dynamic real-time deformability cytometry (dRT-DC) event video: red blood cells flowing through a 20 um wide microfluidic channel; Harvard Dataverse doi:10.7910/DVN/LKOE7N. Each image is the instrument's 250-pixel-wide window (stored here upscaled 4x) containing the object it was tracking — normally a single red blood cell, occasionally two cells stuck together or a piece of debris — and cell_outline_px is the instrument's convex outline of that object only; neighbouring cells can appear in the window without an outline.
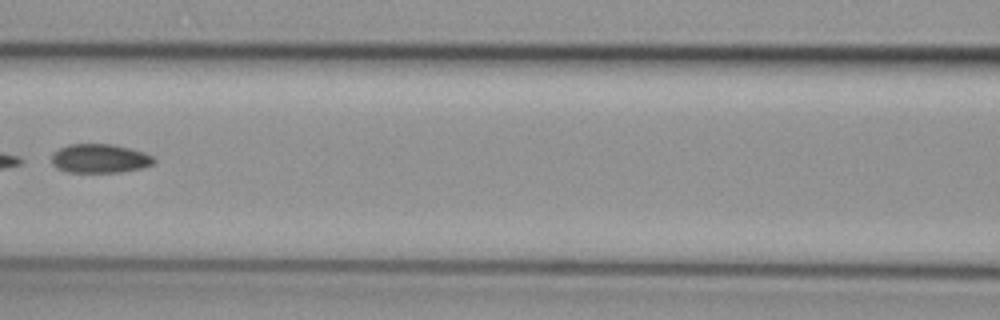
{"species": "common noctule bat (a hibernating species)", "species_latin": "Nyctalus noctula", "temperature_condition": "cold", "stored_images_in_passage": 7, "camera_frame_rate_fps": 3000, "um_per_image_px": 0.085, "animal": {"sex": "female", "body_mass_g": 29.2, "forearm_length_mm": 56.3}, "frame": {"image": 1, "passage_image": 3, "time_ms": 0.667, "image_size_px": [1000, 320], "cell_outline_px": [[156, 160], [152, 164], [140, 168], [120, 172], [68, 172], [56, 168], [52, 164], [52, 152], [68, 144], [112, 144], [144, 152], [152, 156]], "centroid_in_image_um": [8.44, 13.47], "position_along_channel_um": 158.2, "area_um2": 17.22}}
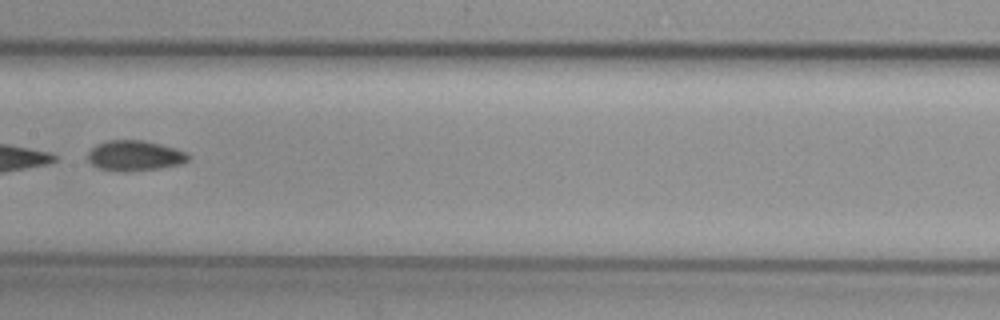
{"frame": {"image": 2, "passage_image": 4, "time_ms": 1.0, "image_size_px": [1000, 320], "cell_outline_px": [[188, 160], [180, 164], [160, 168], [124, 172], [120, 172], [100, 168], [92, 164], [88, 160], [88, 152], [96, 144], [108, 140], [140, 140], [160, 144], [176, 148], [184, 152], [188, 156]], "centroid_in_image_um": [11.42, 13.23], "position_along_channel_um": 196.0, "area_um2": 17.63}}